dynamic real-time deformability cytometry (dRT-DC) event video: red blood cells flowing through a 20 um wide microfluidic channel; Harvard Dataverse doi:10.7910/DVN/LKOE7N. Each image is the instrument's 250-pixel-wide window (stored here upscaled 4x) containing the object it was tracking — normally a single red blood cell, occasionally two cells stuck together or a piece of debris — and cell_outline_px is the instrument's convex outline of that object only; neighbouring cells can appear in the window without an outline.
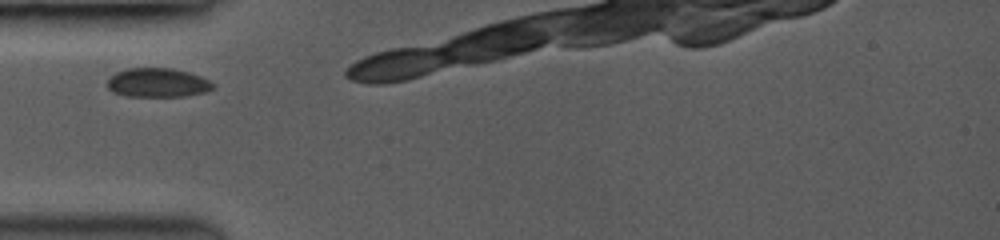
{"species": "common noctule bat (a hibernating species)", "species_latin": "Nyctalus noctula", "temperature_condition": "room temperature", "stored_images_in_passage": 3, "camera_frame_rate_fps": 3500, "um_per_image_px": 0.085, "animal": {"sex": "female", "body_mass_g": 19.0, "forearm_length_mm": 53.3}, "frame": {"image": 1, "passage_image": 1, "time_ms": 0.0, "image_size_px": [1000, 240], "cell_outline_px": [[212, 88], [204, 92], [184, 96], [128, 96], [116, 92], [108, 88], [108, 80], [116, 72], [128, 68], [172, 68], [188, 72], [200, 76], [208, 80], [212, 84]], "centroid_in_image_um": [13.39, 7.02], "position_along_channel_um": 71.6, "area_um2": 17.51}}